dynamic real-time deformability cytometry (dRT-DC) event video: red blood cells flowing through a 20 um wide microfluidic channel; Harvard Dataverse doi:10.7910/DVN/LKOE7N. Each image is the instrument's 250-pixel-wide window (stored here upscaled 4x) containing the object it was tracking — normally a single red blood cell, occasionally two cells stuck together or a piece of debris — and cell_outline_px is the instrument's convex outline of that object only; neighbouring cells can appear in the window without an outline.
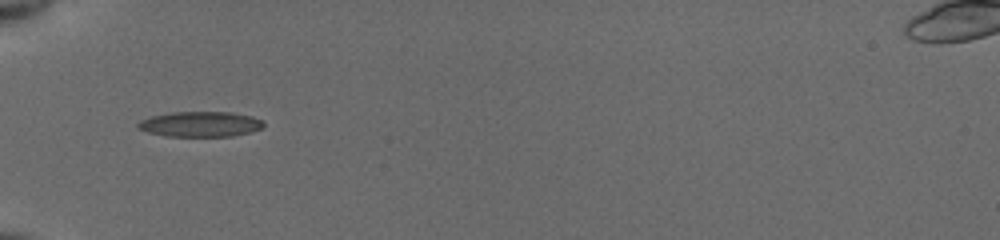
{"species": "common noctule bat (a hibernating species)", "species_latin": "Nyctalus noctula", "temperature_condition": "cold", "stored_images_in_passage": 35, "camera_frame_rate_fps": 3000, "um_per_image_px": 0.085, "animal": {"sex": "female", "body_mass_g": 19.5, "forearm_length_mm": 54.1}, "frame": {"image": 1, "passage_image": 1, "time_ms": 0.0, "image_size_px": [1000, 240], "cell_outline_px": [[264, 124], [260, 128], [252, 132], [232, 136], [164, 136], [148, 132], [140, 128], [136, 124], [140, 120], [152, 116], [172, 112], [232, 112], [252, 116], [264, 120]], "centroid_in_image_um": [17.06, 10.55], "position_along_channel_um": 67.9, "area_um2": 18.5}}
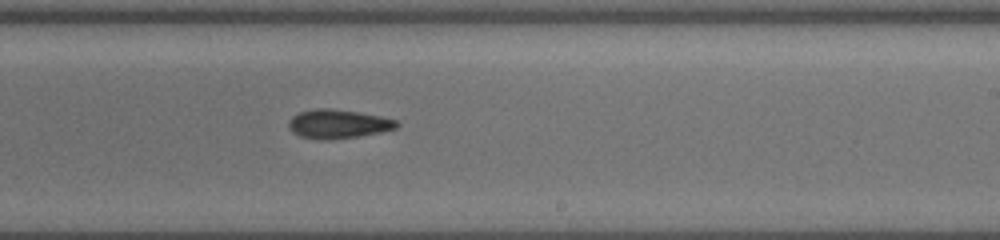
{"frame": {"image": 2, "passage_image": 16, "time_ms": 5.0, "image_size_px": [1000, 240], "cell_outline_px": [[400, 124], [396, 128], [380, 132], [360, 136], [324, 140], [320, 140], [300, 136], [292, 132], [288, 128], [288, 120], [292, 116], [300, 112], [316, 108], [328, 108], [356, 112], [380, 116], [396, 120]], "centroid_in_image_um": [28.7, 10.54], "position_along_channel_um": 260.3, "area_um2": 18.15}}
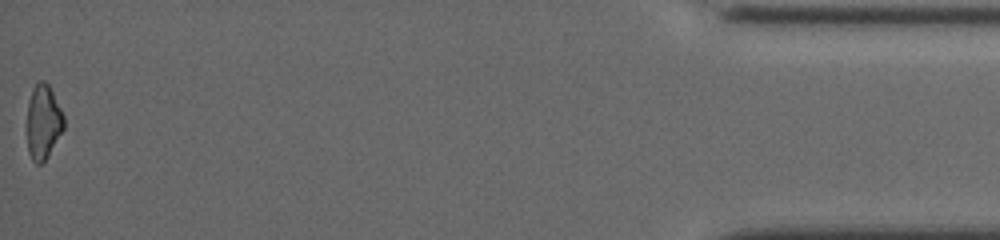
{"frame": {"image": 3, "passage_image": 35, "time_ms": 11.333, "image_size_px": [1000, 240], "cell_outline_px": [[64, 128], [48, 156], [40, 164], [36, 164], [32, 160], [28, 152], [28, 100], [32, 88], [36, 80], [44, 80], [48, 84], [64, 116]], "centroid_in_image_um": [3.67, 10.34], "position_along_channel_um": 431.5, "area_um2": 15.9}, "authors_computed_cell_mechanics": {"area_um2": 17.629, "velocity_mm_per_s": 3.9524, "shape_relaxation_time_tau1_ms": 8.59, "shape_relaxation_time_tau2_ms": null, "deformation_change_tau1": 0.2129, "deformation_change_tau2": null}}